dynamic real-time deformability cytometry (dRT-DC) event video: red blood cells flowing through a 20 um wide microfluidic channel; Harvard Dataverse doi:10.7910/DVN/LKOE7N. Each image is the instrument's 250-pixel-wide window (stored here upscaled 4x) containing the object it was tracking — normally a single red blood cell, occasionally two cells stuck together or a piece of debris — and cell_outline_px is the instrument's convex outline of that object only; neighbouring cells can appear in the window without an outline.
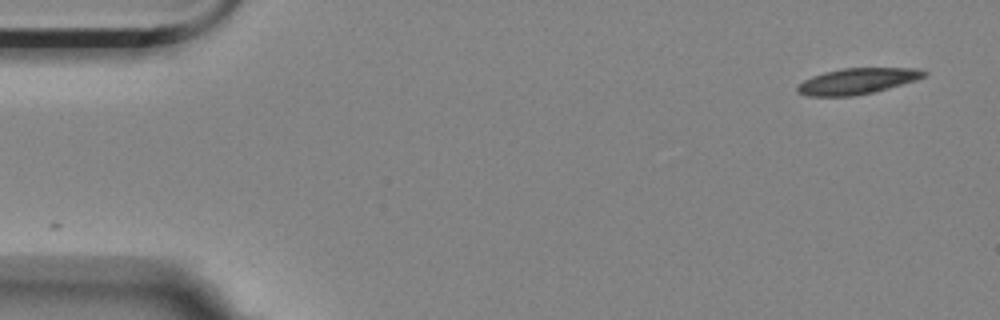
{"species": "Egyptian fruit bat (a non-hibernating species)", "species_latin": "Rousettus aegyptiacus", "temperature_condition": "room temperature", "stored_images_in_passage": 7, "camera_frame_rate_fps": 3000, "um_per_image_px": 0.085, "animal": {"sex": "female"}, "frame": {"image": 1, "passage_image": 1, "time_ms": 0.0, "image_size_px": [1000, 320], "cell_outline_px": [[928, 72], [924, 76], [916, 80], [888, 88], [872, 92], [852, 96], [808, 96], [796, 92], [796, 88], [804, 80], [812, 76], [824, 72], [844, 68], [920, 68]], "centroid_in_image_um": [72.86, 6.89], "position_along_channel_um": 12.1, "area_um2": 19.02}}
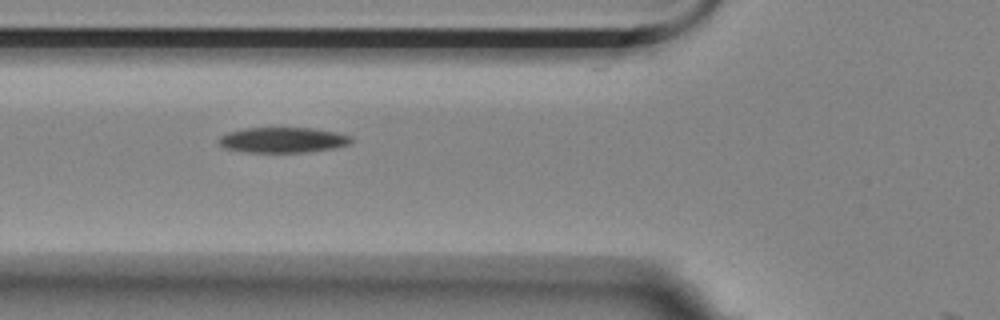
{"frame": {"image": 2, "passage_image": 6, "time_ms": 1.667, "image_size_px": [1000, 320], "cell_outline_px": [[352, 140], [348, 144], [336, 148], [308, 152], [248, 152], [224, 148], [216, 140], [220, 136], [228, 132], [244, 128], [312, 128], [336, 132], [352, 136]], "centroid_in_image_um": [24.03, 11.9], "position_along_channel_um": 101.8, "area_um2": 19.65}}
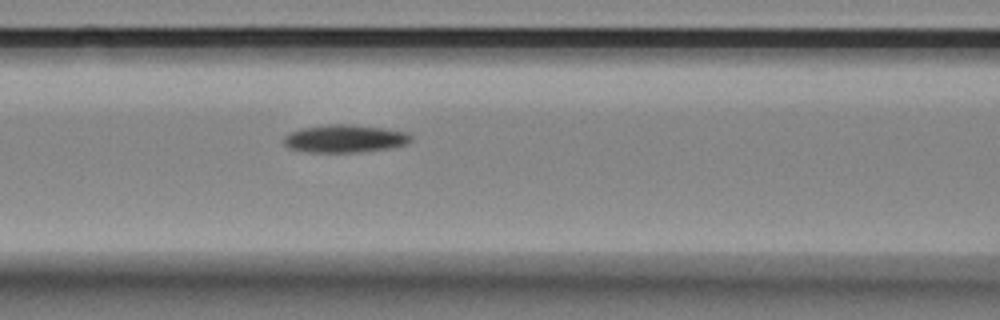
{"frame": {"image": 3, "passage_image": 7, "time_ms": 2.0, "image_size_px": [1000, 320], "cell_outline_px": [[412, 140], [408, 144], [388, 148], [356, 152], [308, 152], [288, 148], [284, 144], [284, 136], [300, 128], [328, 124], [352, 124], [388, 128], [404, 132], [412, 136]], "centroid_in_image_um": [29.32, 11.77], "position_along_channel_um": 137.3, "area_um2": 20.69}}